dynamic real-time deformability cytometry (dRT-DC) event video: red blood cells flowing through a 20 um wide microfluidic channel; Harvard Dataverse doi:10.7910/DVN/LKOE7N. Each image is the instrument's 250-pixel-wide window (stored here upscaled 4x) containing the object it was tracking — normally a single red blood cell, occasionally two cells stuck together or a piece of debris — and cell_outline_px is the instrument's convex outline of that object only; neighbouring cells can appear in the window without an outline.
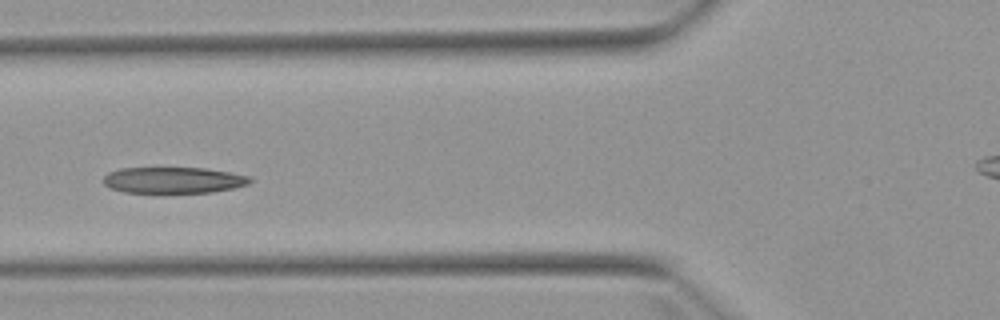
{"species": "Egyptian fruit bat (a non-hibernating species)", "species_latin": "Rousettus aegyptiacus", "temperature_condition": "warm", "stored_images_in_passage": 7, "camera_frame_rate_fps": 3000, "um_per_image_px": 0.085, "animal": {"sex": "female"}, "frame": {"image": 1, "passage_image": 5, "time_ms": 4.667, "image_size_px": [1000, 320], "cell_outline_px": [[252, 180], [248, 184], [232, 188], [212, 192], [152, 196], [124, 192], [108, 188], [104, 184], [104, 176], [108, 172], [120, 168], [204, 168], [228, 172], [248, 176]], "centroid_in_image_um": [14.64, 15.37], "position_along_channel_um": 111.2, "area_um2": 23.41}}
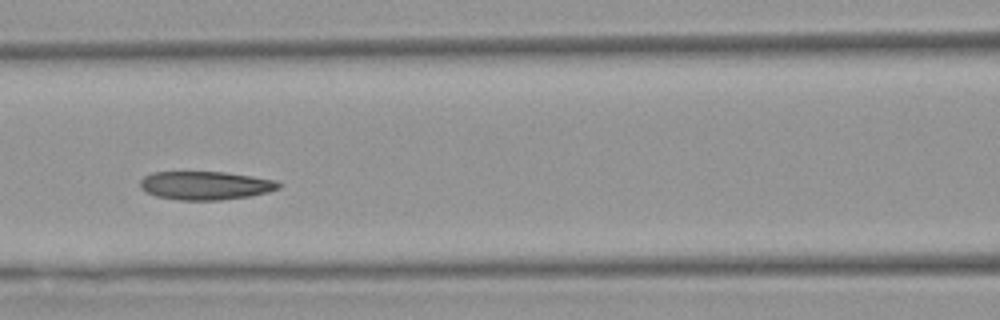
{"frame": {"image": 2, "passage_image": 6, "time_ms": 5.667, "image_size_px": [1000, 320], "cell_outline_px": [[280, 188], [268, 192], [252, 196], [220, 200], [180, 200], [156, 196], [144, 192], [140, 188], [140, 180], [144, 176], [152, 172], [224, 172], [276, 180], [280, 184]], "centroid_in_image_um": [17.44, 15.77], "position_along_channel_um": 149.2, "area_um2": 23.06}}
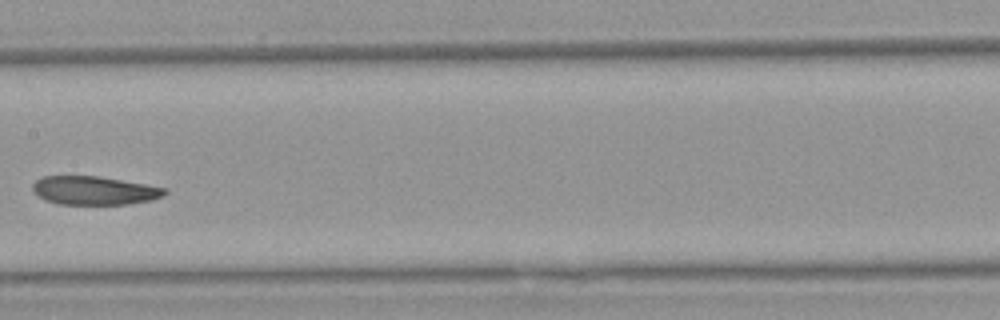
{"frame": {"image": 3, "passage_image": 7, "time_ms": 7.0, "image_size_px": [1000, 320], "cell_outline_px": [[168, 192], [164, 196], [152, 200], [128, 204], [56, 204], [44, 200], [32, 188], [32, 184], [36, 180], [44, 176], [96, 176], [168, 188]], "centroid_in_image_um": [8.04, 16.2], "position_along_channel_um": 199.4, "area_um2": 21.91}}